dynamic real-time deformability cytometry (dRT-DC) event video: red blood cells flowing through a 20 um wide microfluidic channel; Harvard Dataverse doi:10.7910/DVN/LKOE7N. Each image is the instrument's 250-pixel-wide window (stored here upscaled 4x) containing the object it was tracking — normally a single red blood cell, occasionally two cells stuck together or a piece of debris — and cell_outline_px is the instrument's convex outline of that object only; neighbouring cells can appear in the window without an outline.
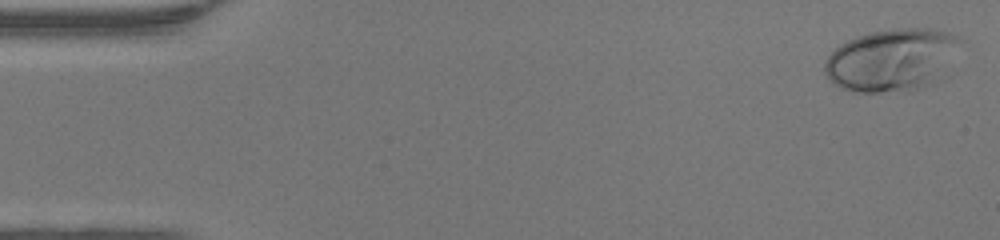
{"species": "human", "species_latin": "Homo sapiens", "temperature_condition": "warm", "stored_images_in_passage": 48, "camera_frame_rate_fps": 3000, "um_per_image_px": 0.085, "donor": {"sex": "female"}, "frame": {"image": 1, "passage_image": 2, "time_ms": 0.333, "image_size_px": [1000, 240], "cell_outline_px": [[960, 40], [924, 84], [912, 92], [852, 92], [832, 84], [824, 72], [824, 60], [840, 44], [848, 40], [872, 32], [900, 28], [932, 28], [948, 32], [960, 36]], "centroid_in_image_um": [75.58, 5.08], "position_along_channel_um": 9.4, "area_um2": 47.22}}
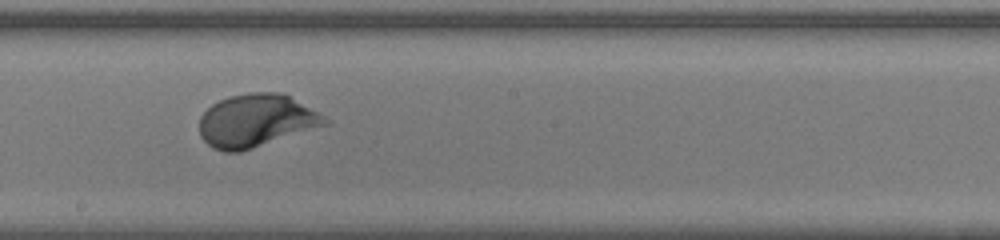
{"frame": {"image": 2, "passage_image": 27, "time_ms": 8.667, "image_size_px": [1000, 240], "cell_outline_px": [[332, 120], [328, 124], [240, 152], [224, 152], [212, 148], [200, 136], [200, 116], [212, 104], [228, 96], [248, 92], [280, 92], [288, 96]], "centroid_in_image_um": [21.75, 10.26], "position_along_channel_um": 226.5, "area_um2": 38.44}}
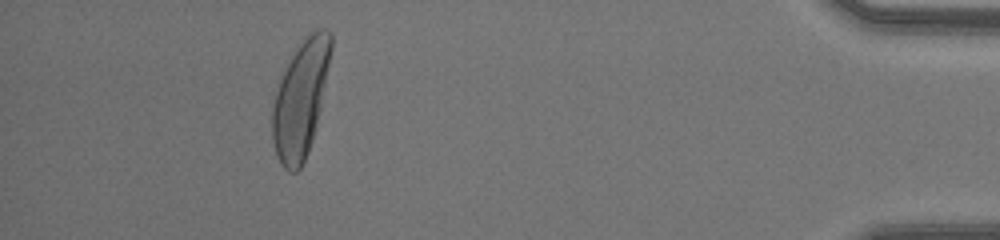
{"frame": {"image": 3, "passage_image": 44, "time_ms": 14.333, "image_size_px": [1000, 240], "cell_outline_px": [[332, 48], [316, 128], [308, 152], [300, 168], [296, 172], [288, 172], [280, 164], [276, 156], [272, 140], [272, 104], [280, 76], [284, 68], [296, 48], [304, 36], [316, 28], [324, 28], [332, 32]], "centroid_in_image_um": [25.53, 8.39], "position_along_channel_um": 409.7, "area_um2": 40.11}, "authors_computed_cell_mechanics": {"area_um2": 38.2347, "velocity_mm_per_s": 4.3273, "shape_relaxation_time_tau1_ms": 2.3453, "shape_relaxation_time_tau2_ms": null, "deformation_change_tau1": 0.1893, "deformation_change_tau2": null}}